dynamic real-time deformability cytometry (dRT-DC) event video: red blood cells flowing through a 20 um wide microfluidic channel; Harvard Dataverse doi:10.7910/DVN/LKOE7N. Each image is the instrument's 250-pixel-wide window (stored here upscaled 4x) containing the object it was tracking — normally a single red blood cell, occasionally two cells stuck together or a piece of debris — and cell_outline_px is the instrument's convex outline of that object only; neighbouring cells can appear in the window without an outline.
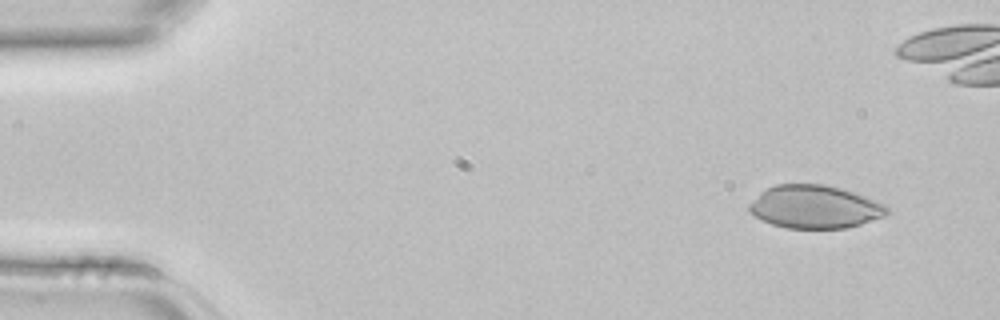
{"species": "common noctule bat (a hibernating species)", "species_latin": "Nyctalus noctula", "temperature_condition": "room temperature", "stored_images_in_passage": 3, "camera_frame_rate_fps": 3000, "um_per_image_px": 0.085, "animal": {"sex": "female", "body_mass_g": 22.7, "forearm_length_mm": 54.2}, "frame": {"image": 1, "passage_image": 1, "time_ms": 0.0, "image_size_px": [1000, 320], "cell_outline_px": [[888, 212], [884, 216], [860, 224], [844, 228], [784, 228], [772, 224], [748, 212], [748, 204], [760, 192], [776, 184], [824, 184], [840, 188], [864, 196], [884, 204], [888, 208]], "centroid_in_image_um": [69.22, 17.58], "position_along_channel_um": 15.8, "area_um2": 34.33}}